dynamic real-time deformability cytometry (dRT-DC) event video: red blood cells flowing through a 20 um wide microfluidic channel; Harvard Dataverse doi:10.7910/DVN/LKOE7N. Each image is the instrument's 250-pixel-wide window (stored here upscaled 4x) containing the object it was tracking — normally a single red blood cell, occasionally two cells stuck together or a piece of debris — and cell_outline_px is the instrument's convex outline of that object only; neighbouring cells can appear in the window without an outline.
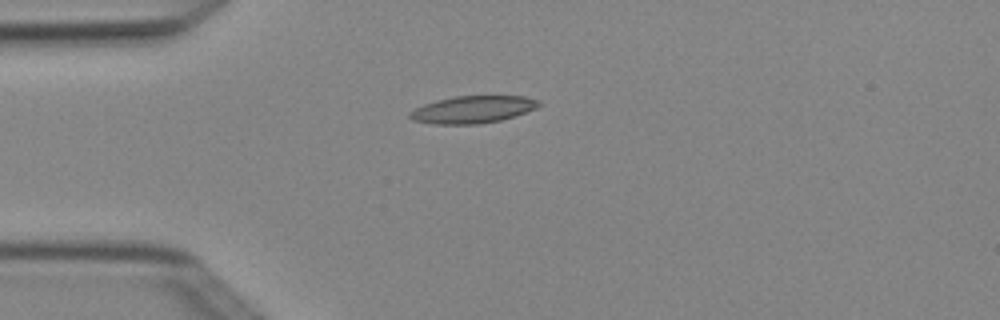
{"species": "Egyptian fruit bat (a non-hibernating species)", "species_latin": "Rousettus aegyptiacus", "temperature_condition": "cold", "stored_images_in_passage": 5, "camera_frame_rate_fps": 3000, "um_per_image_px": 0.085, "animal": {"sex": "female"}, "frame": {"image": 1, "passage_image": 4, "time_ms": 1.0, "image_size_px": [1000, 320], "cell_outline_px": [[540, 104], [536, 108], [500, 120], [476, 124], [432, 124], [412, 120], [408, 116], [408, 112], [424, 104], [436, 100], [452, 96], [524, 96], [540, 100]], "centroid_in_image_um": [40.13, 9.3], "position_along_channel_um": 44.9, "area_um2": 20.4}}